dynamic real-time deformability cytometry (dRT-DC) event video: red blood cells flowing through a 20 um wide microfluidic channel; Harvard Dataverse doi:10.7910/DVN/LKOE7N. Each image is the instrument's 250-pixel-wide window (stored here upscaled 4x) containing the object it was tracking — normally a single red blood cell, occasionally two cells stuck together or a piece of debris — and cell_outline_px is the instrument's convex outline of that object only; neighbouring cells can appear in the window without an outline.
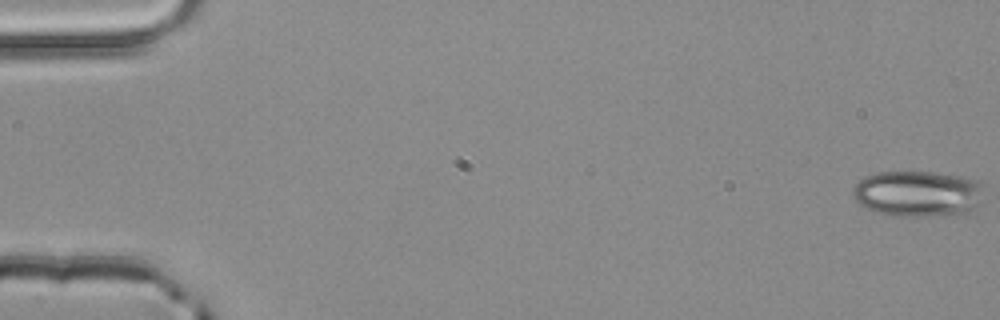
{"species": "common noctule bat (a hibernating species)", "species_latin": "Nyctalus noctula", "temperature_condition": "room temperature", "stored_images_in_passage": 4, "camera_frame_rate_fps": 3000, "um_per_image_px": 0.085, "animal": {"sex": "male", "body_mass_g": 20.4}, "frame": {"image": 1, "passage_image": 1, "time_ms": 0.0, "image_size_px": [1000, 320], "cell_outline_px": [[984, 204], [968, 212], [924, 216], [884, 216], [860, 204], [852, 196], [852, 188], [864, 176], [876, 172], [936, 172], [960, 176], [980, 180], [984, 188]], "centroid_in_image_um": [78.06, 16.46], "position_along_channel_um": 6.9, "area_um2": 35.84}}